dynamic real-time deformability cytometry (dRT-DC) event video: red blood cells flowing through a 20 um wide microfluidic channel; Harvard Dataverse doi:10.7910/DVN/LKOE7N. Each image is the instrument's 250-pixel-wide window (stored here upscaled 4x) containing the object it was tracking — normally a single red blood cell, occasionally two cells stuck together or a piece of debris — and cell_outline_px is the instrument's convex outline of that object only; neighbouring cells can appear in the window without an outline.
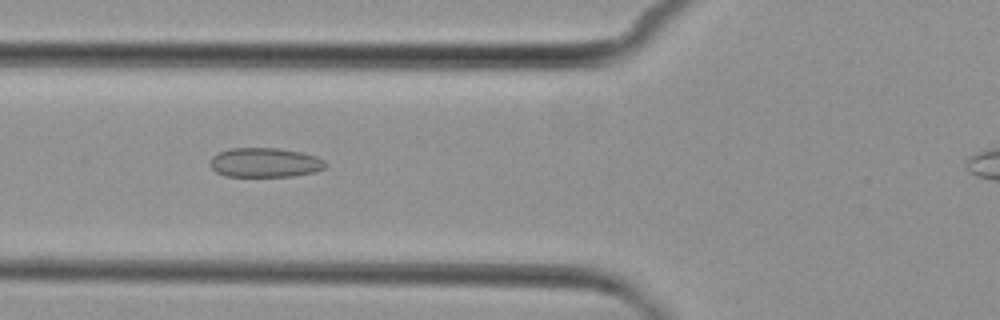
{"species": "common noctule bat (a hibernating species)", "species_latin": "Nyctalus noctula", "temperature_condition": "cold", "stored_images_in_passage": 7, "camera_frame_rate_fps": 3000, "um_per_image_px": 0.085, "animal": {"sex": "female", "body_mass_g": 29.2, "forearm_length_mm": 56.3}, "frame": {"image": 1, "passage_image": 5, "time_ms": 5.333, "image_size_px": [1000, 320], "cell_outline_px": [[328, 164], [324, 168], [316, 172], [292, 176], [224, 176], [216, 172], [208, 164], [212, 156], [220, 152], [232, 148], [276, 148], [300, 152], [316, 156], [324, 160]], "centroid_in_image_um": [22.52, 13.82], "position_along_channel_um": 103.3, "area_um2": 19.83}}
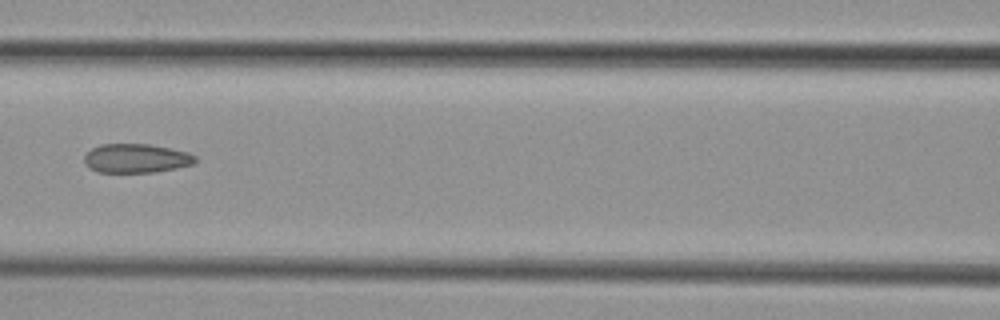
{"frame": {"image": 2, "passage_image": 6, "time_ms": 6.667, "image_size_px": [1000, 320], "cell_outline_px": [[196, 160], [192, 164], [176, 168], [156, 172], [96, 172], [88, 168], [84, 164], [84, 156], [92, 148], [100, 144], [148, 144], [188, 152], [196, 156]], "centroid_in_image_um": [11.53, 13.46], "position_along_channel_um": 155.1, "area_um2": 18.79}}
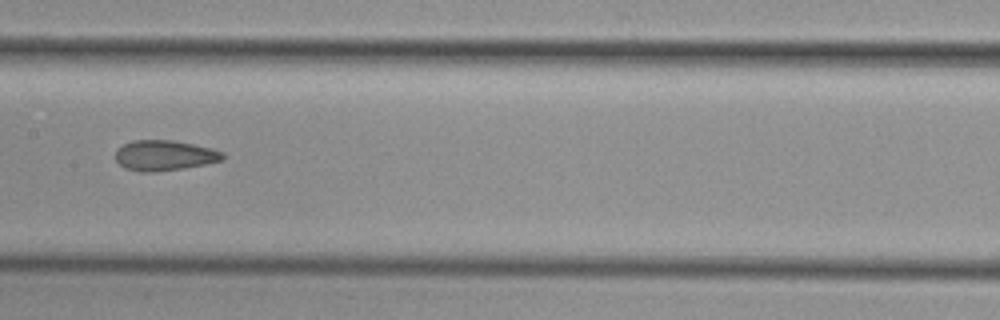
{"frame": {"image": 3, "passage_image": 7, "time_ms": 7.667, "image_size_px": [1000, 320], "cell_outline_px": [[224, 160], [184, 168], [156, 172], [140, 172], [124, 168], [116, 160], [116, 152], [124, 144], [132, 140], [172, 140], [212, 148], [224, 152]], "centroid_in_image_um": [13.99, 13.22], "position_along_channel_um": 193.4, "area_um2": 18.96}}